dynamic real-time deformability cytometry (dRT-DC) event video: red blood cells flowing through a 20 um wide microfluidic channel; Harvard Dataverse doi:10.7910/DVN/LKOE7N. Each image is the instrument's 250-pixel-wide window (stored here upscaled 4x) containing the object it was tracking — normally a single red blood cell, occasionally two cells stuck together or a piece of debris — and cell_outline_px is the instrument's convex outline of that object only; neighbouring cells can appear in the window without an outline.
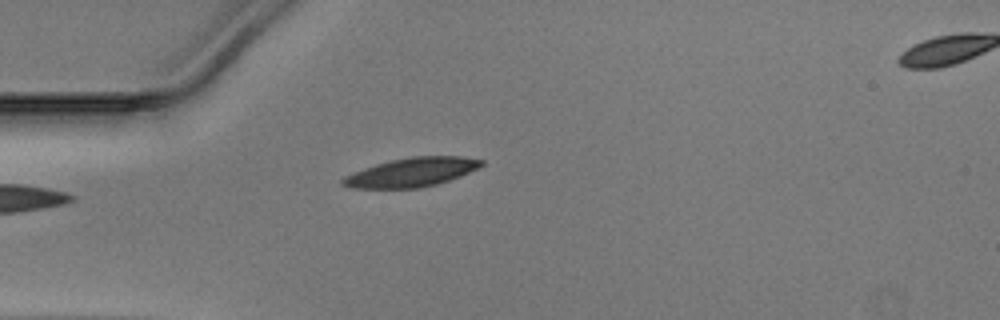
{"species": "Egyptian fruit bat (a non-hibernating species)", "species_latin": "Rousettus aegyptiacus", "temperature_condition": "warm", "stored_images_in_passage": 35, "camera_frame_rate_fps": 3000, "um_per_image_px": 0.085, "animal": {"sex": "male"}, "frame": {"image": 1, "passage_image": 1, "time_ms": 0.0, "image_size_px": [1000, 320], "cell_outline_px": [[484, 164], [460, 176], [436, 184], [420, 188], [352, 188], [340, 184], [340, 180], [344, 176], [364, 168], [376, 164], [392, 160], [412, 156], [460, 156], [484, 160]], "centroid_in_image_um": [34.96, 14.64], "position_along_channel_um": 50.0, "area_um2": 23.24}}
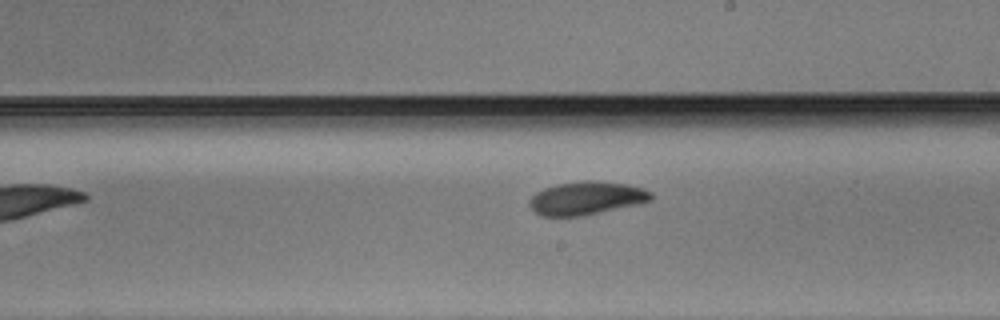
{"frame": {"image": 2, "passage_image": 16, "time_ms": 5.0, "image_size_px": [1000, 320], "cell_outline_px": [[652, 200], [640, 204], [580, 216], [540, 216], [528, 204], [528, 200], [536, 192], [544, 188], [556, 184], [584, 180], [592, 180], [628, 184], [652, 192]], "centroid_in_image_um": [49.83, 16.84], "position_along_channel_um": 239.2, "area_um2": 23.58}}
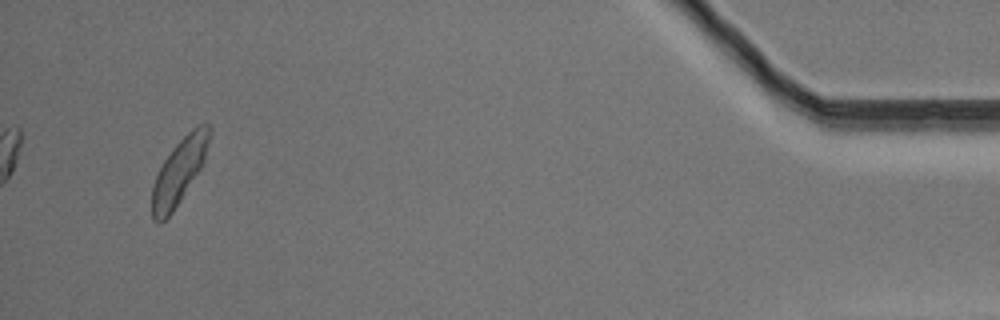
{"frame": {"image": 3, "passage_image": 35, "time_ms": 11.333, "image_size_px": [1000, 320], "cell_outline_px": [[212, 132], [204, 160], [200, 168], [180, 200], [172, 212], [160, 224], [152, 220], [152, 184], [164, 160], [172, 148], [192, 128], [204, 120], [212, 128]], "centroid_in_image_um": [15.24, 14.51], "position_along_channel_um": 420.0, "area_um2": 21.73}}